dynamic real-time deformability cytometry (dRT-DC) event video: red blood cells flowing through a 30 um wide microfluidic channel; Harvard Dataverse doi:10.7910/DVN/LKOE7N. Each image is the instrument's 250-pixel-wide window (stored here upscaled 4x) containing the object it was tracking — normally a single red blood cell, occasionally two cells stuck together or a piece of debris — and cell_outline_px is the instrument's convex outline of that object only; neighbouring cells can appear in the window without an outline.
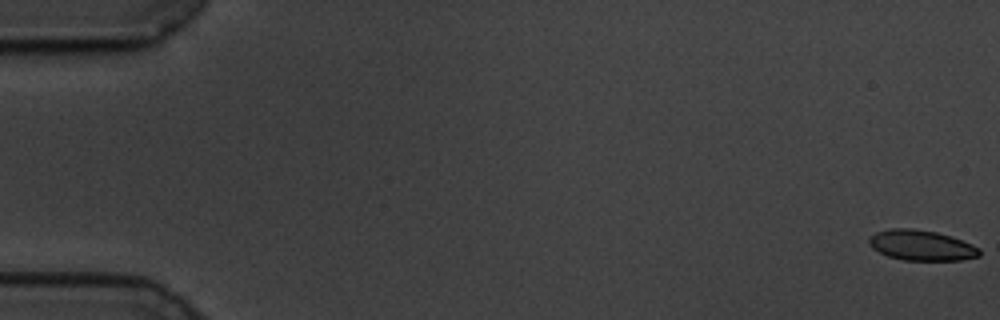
{"species": "common noctule bat (a hibernating species)", "species_latin": "Nyctalus noctula", "temperature_condition": "cold", "stored_images_in_passage": 60, "camera_frame_rate_fps": 3000, "um_per_image_px": 0.085, "animal": {"sex": "male", "body_mass_g": 19.5, "forearm_length_mm": 54.6}, "frame": {"image": 1, "passage_image": 1, "time_ms": 0.0, "image_size_px": [1000, 320], "cell_outline_px": [[980, 256], [960, 260], [904, 260], [888, 256], [872, 248], [868, 244], [868, 236], [876, 232], [888, 228], [912, 228], [936, 232], [952, 236], [972, 244], [980, 248]], "centroid_in_image_um": [78.3, 20.84], "position_along_channel_um": 6.7, "area_um2": 19.71}}
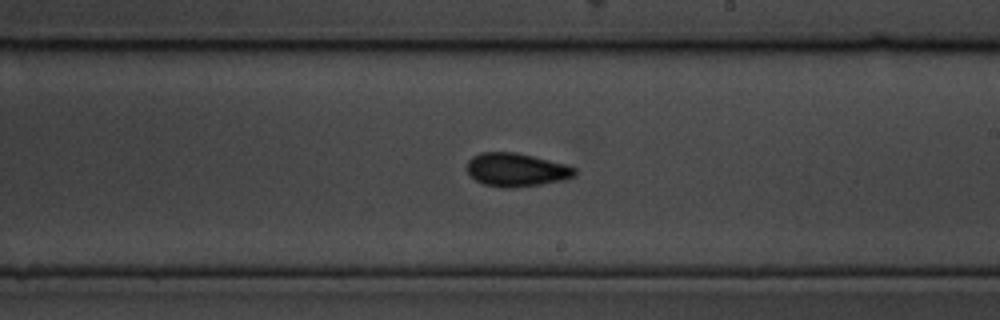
{"frame": {"image": 2, "passage_image": 35, "time_ms": 11.333, "image_size_px": [1000, 320], "cell_outline_px": [[576, 176], [564, 180], [516, 188], [504, 188], [484, 184], [476, 180], [468, 172], [468, 160], [472, 156], [480, 152], [516, 152], [568, 164], [576, 168]], "centroid_in_image_um": [43.93, 14.43], "position_along_channel_um": 245.1, "area_um2": 21.15}}
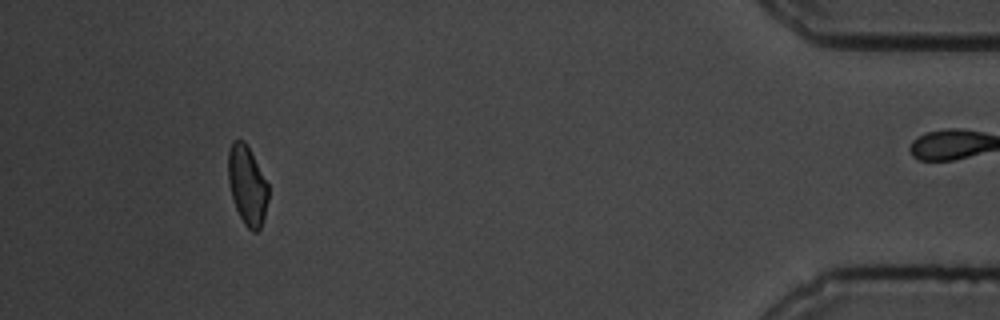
{"frame": {"image": 3, "passage_image": 55, "time_ms": 18.0, "image_size_px": [1000, 320], "cell_outline_px": [[268, 200], [264, 220], [260, 228], [256, 232], [252, 232], [244, 224], [236, 208], [228, 184], [228, 152], [232, 140], [244, 140], [268, 184]], "centroid_in_image_um": [21.01, 15.77], "position_along_channel_um": 414.2, "area_um2": 18.44}, "authors_computed_cell_mechanics": {"area_um2": 20.1144, "velocity_mm_per_s": 3.4389, "shape_relaxation_time_tau1_ms": 3.336, "shape_relaxation_time_tau2_ms": 3.9635, "deformation_change_tau1": 0.0863, "deformation_change_tau2": 0.0622}}